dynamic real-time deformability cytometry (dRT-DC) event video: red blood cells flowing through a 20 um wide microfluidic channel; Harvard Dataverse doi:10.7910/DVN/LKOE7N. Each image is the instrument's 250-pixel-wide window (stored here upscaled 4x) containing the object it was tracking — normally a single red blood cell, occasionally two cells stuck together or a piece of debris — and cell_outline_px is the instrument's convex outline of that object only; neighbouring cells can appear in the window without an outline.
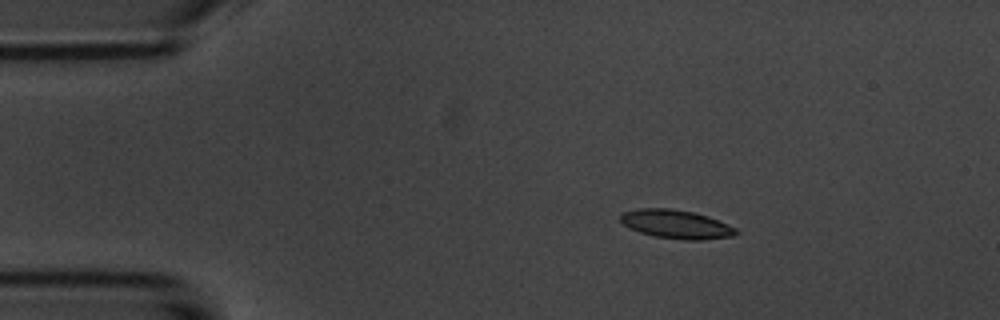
{"species": "common noctule bat (a hibernating species)", "species_latin": "Nyctalus noctula", "temperature_condition": "room temperature", "stored_images_in_passage": 5, "segment_of_instrument_passage": [1, 2], "camera_frame_rate_fps": 3000, "um_per_image_px": 0.085, "animal": {"sex": "male", "body_mass_g": 20.1, "forearm_length_mm": 53.5}, "frame": {"image": 1, "passage_image": 2, "time_ms": 2.0, "image_size_px": [1000, 320], "cell_outline_px": [[740, 232], [732, 236], [700, 240], [684, 240], [656, 236], [640, 232], [624, 224], [620, 220], [620, 212], [636, 208], [672, 208], [692, 212], [708, 216], [736, 228]], "centroid_in_image_um": [57.46, 19.04], "position_along_channel_um": 27.5, "area_um2": 19.25}}
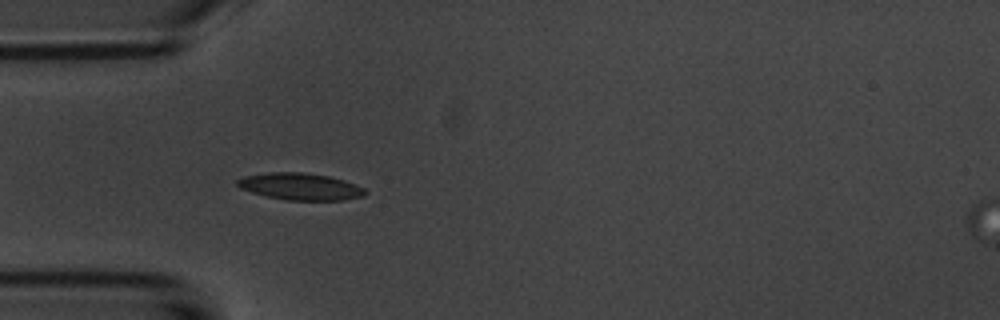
{"frame": {"image": 2, "passage_image": 4, "time_ms": 4.333, "image_size_px": [1000, 320], "cell_outline_px": [[368, 192], [364, 196], [340, 200], [288, 200], [268, 196], [252, 192], [240, 188], [236, 184], [236, 180], [244, 176], [268, 172], [304, 172], [328, 176], [344, 180], [364, 188]], "centroid_in_image_um": [25.52, 15.84], "position_along_channel_um": 59.5, "area_um2": 19.94}}